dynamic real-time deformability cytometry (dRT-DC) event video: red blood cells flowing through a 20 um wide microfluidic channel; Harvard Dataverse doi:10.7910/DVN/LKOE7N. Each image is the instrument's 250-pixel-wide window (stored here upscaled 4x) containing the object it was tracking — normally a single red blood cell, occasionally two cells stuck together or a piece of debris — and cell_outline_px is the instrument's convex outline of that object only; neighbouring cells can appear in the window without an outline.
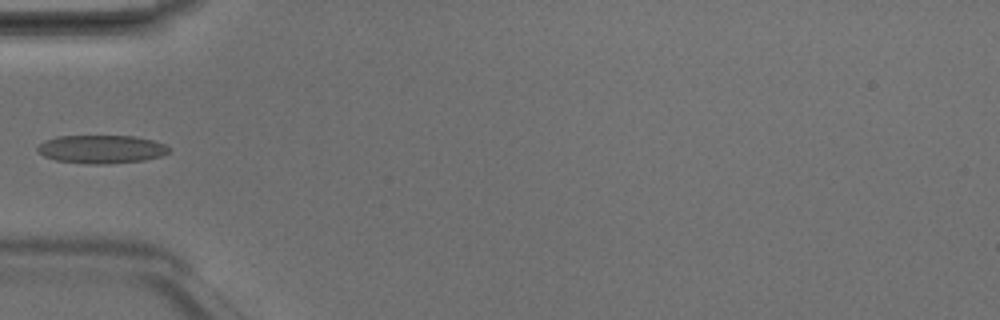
{"species": "Egyptian fruit bat (a non-hibernating species)", "species_latin": "Rousettus aegyptiacus", "temperature_condition": "room temperature", "stored_images_in_passage": 7, "camera_frame_rate_fps": 3000, "um_per_image_px": 0.085, "animal": {"sex": "male"}, "frame": {"image": 1, "passage_image": 5, "time_ms": 1.333, "image_size_px": [1000, 320], "cell_outline_px": [[172, 148], [168, 152], [160, 156], [144, 160], [108, 164], [88, 164], [56, 160], [44, 156], [36, 152], [36, 148], [44, 140], [56, 136], [136, 136], [152, 140], [164, 144]], "centroid_in_image_um": [8.59, 12.68], "position_along_channel_um": 76.4, "area_um2": 21.79}}
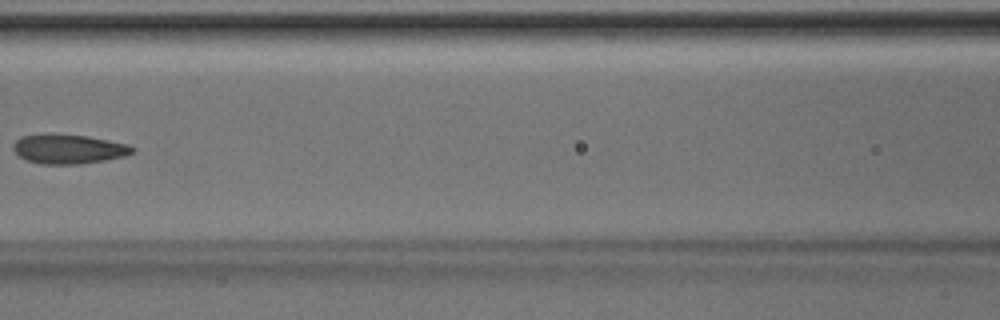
{"frame": {"image": 2, "passage_image": 7, "time_ms": 2.0, "image_size_px": [1000, 320], "cell_outline_px": [[136, 148], [132, 152], [124, 156], [104, 160], [80, 164], [40, 164], [28, 160], [20, 156], [12, 148], [12, 144], [20, 136], [44, 132], [88, 136], [128, 144]], "centroid_in_image_um": [5.78, 12.64], "position_along_channel_um": 160.8, "area_um2": 20.69}}